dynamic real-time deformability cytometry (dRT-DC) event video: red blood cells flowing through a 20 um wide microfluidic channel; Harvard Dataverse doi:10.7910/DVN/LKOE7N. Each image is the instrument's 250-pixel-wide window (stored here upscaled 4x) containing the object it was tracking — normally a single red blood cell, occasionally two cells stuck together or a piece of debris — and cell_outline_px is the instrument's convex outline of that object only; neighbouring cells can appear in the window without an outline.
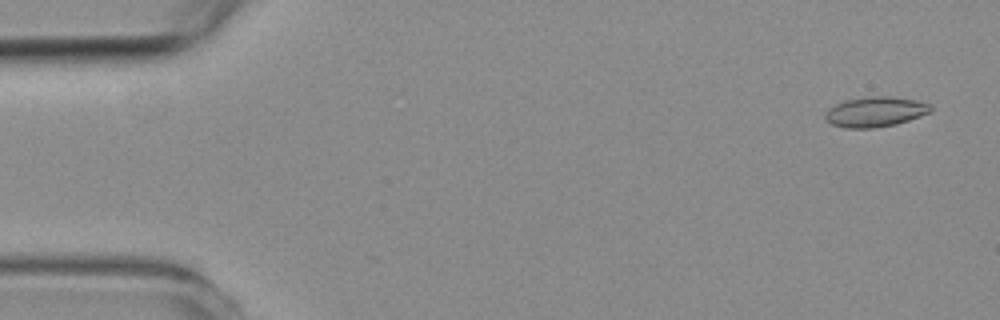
{"species": "common noctule bat (a hibernating species)", "species_latin": "Nyctalus noctula", "temperature_condition": "room temperature", "stored_images_in_passage": 54, "camera_frame_rate_fps": 3000, "um_per_image_px": 0.085, "animal": {"sex": "female", "body_mass_g": 19.3, "forearm_length_mm": 54.1}, "frame": {"image": 1, "passage_image": 3, "time_ms": 0.667, "image_size_px": [1000, 320], "cell_outline_px": [[932, 112], [896, 124], [876, 128], [848, 128], [832, 124], [824, 116], [828, 108], [844, 100], [872, 96], [888, 96], [916, 100], [928, 104], [932, 108]], "centroid_in_image_um": [74.4, 9.5], "position_along_channel_um": 10.6, "area_um2": 18.38}}
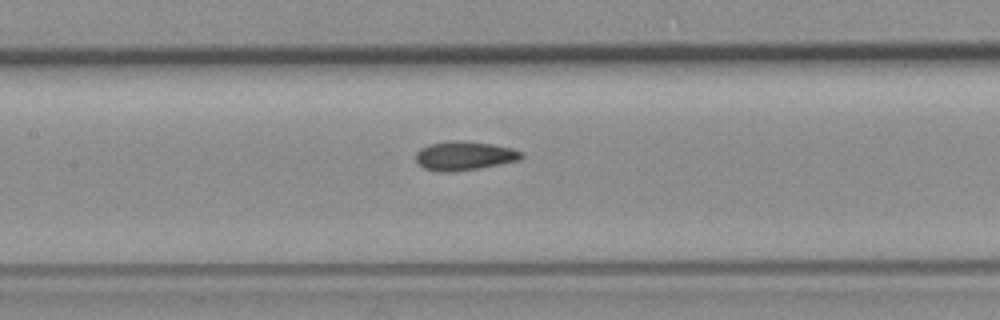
{"frame": {"image": 2, "passage_image": 25, "time_ms": 8.0, "image_size_px": [1000, 320], "cell_outline_px": [[524, 156], [520, 160], [480, 168], [452, 172], [436, 172], [424, 168], [416, 160], [416, 152], [420, 148], [428, 144], [452, 140], [492, 144], [512, 148], [524, 152]], "centroid_in_image_um": [39.47, 13.25], "position_along_channel_um": 167.9, "area_um2": 17.92}}
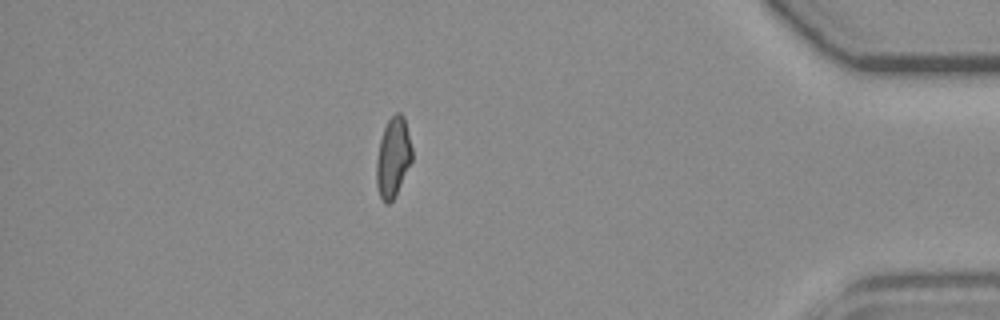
{"frame": {"image": 3, "passage_image": 47, "time_ms": 15.333, "image_size_px": [1000, 320], "cell_outline_px": [[412, 160], [392, 200], [388, 204], [384, 204], [380, 196], [376, 184], [376, 160], [380, 140], [384, 128], [388, 120], [396, 112], [400, 112], [404, 116], [412, 148]], "centroid_in_image_um": [33.4, 13.35], "position_along_channel_um": 401.8, "area_um2": 16.36}, "authors_computed_cell_mechanics": {"area_um2": 17.2533, "velocity_mm_per_s": 3.8273, "shape_relaxation_time_tau1_ms": null, "shape_relaxation_time_tau2_ms": 1.1004, "deformation_change_tau1": null, "deformation_change_tau2": 0.059}}